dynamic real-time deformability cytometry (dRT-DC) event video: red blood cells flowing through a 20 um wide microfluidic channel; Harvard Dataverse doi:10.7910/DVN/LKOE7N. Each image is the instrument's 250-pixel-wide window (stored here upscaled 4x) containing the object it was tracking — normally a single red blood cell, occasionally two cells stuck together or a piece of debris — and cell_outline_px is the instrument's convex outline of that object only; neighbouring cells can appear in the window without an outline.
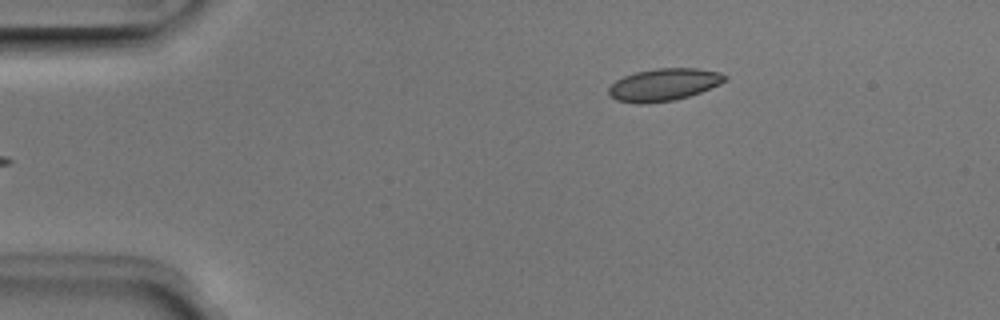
{"species": "Egyptian fruit bat (a non-hibernating species)", "species_latin": "Rousettus aegyptiacus", "temperature_condition": "room temperature", "stored_images_in_passage": 7, "camera_frame_rate_fps": 3000, "um_per_image_px": 0.085, "animal": {"sex": "male"}, "frame": {"image": 1, "passage_image": 7, "time_ms": 2.0, "image_size_px": [1000, 320], "cell_outline_px": [[728, 80], [720, 84], [700, 92], [688, 96], [672, 100], [644, 104], [636, 104], [616, 100], [608, 92], [608, 88], [616, 80], [624, 76], [636, 72], [656, 68], [696, 68], [720, 72], [728, 76]], "centroid_in_image_um": [56.44, 7.19], "position_along_channel_um": 28.6, "area_um2": 21.91}}